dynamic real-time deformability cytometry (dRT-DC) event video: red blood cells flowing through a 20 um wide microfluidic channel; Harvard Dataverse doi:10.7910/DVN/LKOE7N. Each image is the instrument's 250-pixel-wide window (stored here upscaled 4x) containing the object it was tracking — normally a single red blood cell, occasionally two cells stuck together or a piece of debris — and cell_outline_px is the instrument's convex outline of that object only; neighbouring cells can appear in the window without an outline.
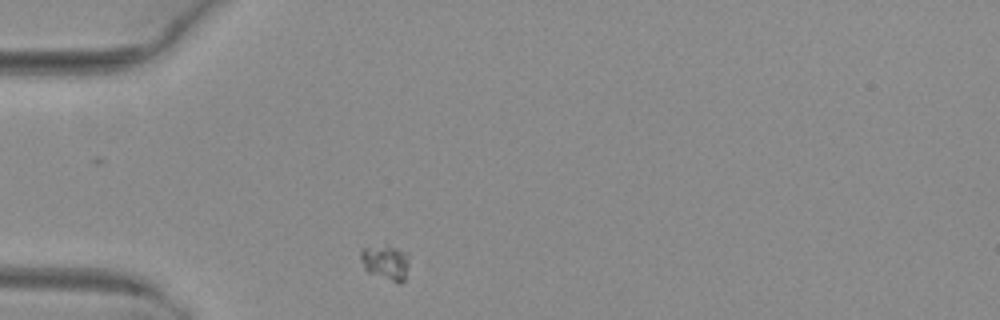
{"species": "common noctule bat (a hibernating species)", "species_latin": "Nyctalus noctula", "temperature_condition": "warm", "stored_images_in_passage": 7, "camera_frame_rate_fps": 3000, "um_per_image_px": 0.085, "animal": {"sex": "female", "body_mass_g": 29.2, "forearm_length_mm": 56.3}, "frame": {"image": 1, "passage_image": 2, "time_ms": 0.333, "image_size_px": [1000, 320], "cell_outline_px": [[408, 264], [404, 280], [400, 284], [368, 272], [364, 268], [360, 260], [360, 248], [384, 240], [408, 252]], "centroid_in_image_um": [32.74, 22.17], "position_along_channel_um": 52.3, "area_um2": 10.75}}